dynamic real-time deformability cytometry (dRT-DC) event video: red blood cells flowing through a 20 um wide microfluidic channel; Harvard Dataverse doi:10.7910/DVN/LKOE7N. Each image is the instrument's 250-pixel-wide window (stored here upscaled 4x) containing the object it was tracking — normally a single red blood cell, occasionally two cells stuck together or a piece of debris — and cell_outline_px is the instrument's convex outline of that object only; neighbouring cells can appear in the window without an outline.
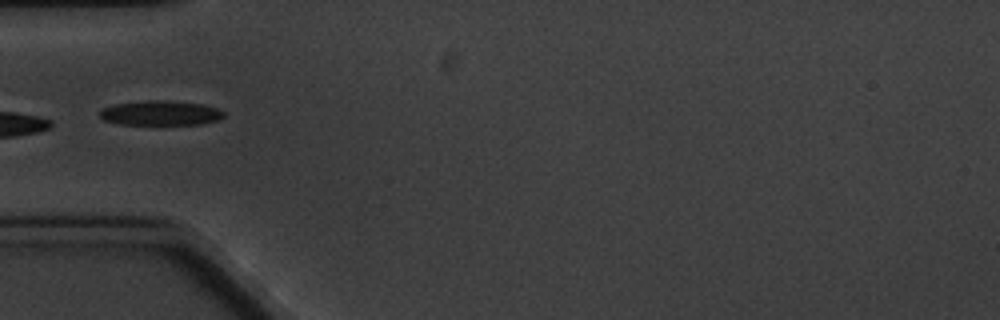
{"species": "common noctule bat (a hibernating species)", "species_latin": "Nyctalus noctula", "temperature_condition": "cold", "stored_images_in_passage": 4, "camera_frame_rate_fps": 3000, "um_per_image_px": 0.085, "animal": {"sex": "male", "body_mass_g": 20.1, "forearm_length_mm": 53.5}, "frame": {"image": 1, "passage_image": 1, "time_ms": 0.0, "image_size_px": [1000, 320], "cell_outline_px": [[224, 116], [220, 120], [200, 124], [120, 124], [104, 120], [100, 116], [100, 108], [116, 104], [148, 100], [168, 100], [204, 104], [216, 108], [224, 112]], "centroid_in_image_um": [13.66, 9.6], "position_along_channel_um": 71.3, "area_um2": 17.86}}
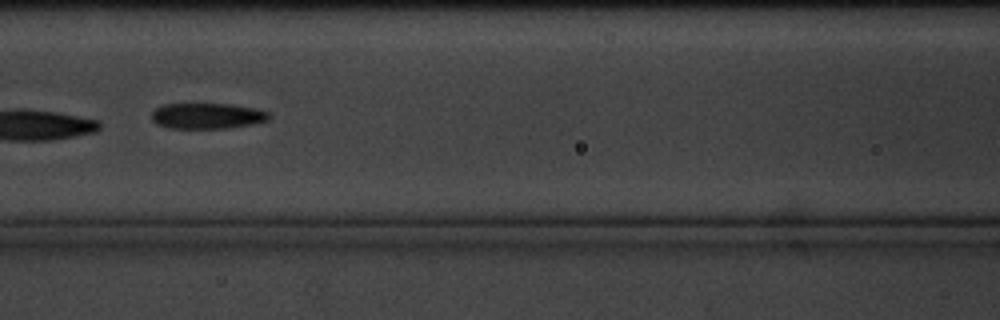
{"frame": {"image": 2, "passage_image": 3, "time_ms": 2.333, "image_size_px": [1000, 320], "cell_outline_px": [[268, 120], [252, 124], [228, 128], [168, 128], [156, 124], [152, 120], [152, 112], [156, 108], [164, 104], [232, 104], [256, 108], [268, 112]], "centroid_in_image_um": [17.59, 9.85], "position_along_channel_um": 149.0, "area_um2": 17.57}}